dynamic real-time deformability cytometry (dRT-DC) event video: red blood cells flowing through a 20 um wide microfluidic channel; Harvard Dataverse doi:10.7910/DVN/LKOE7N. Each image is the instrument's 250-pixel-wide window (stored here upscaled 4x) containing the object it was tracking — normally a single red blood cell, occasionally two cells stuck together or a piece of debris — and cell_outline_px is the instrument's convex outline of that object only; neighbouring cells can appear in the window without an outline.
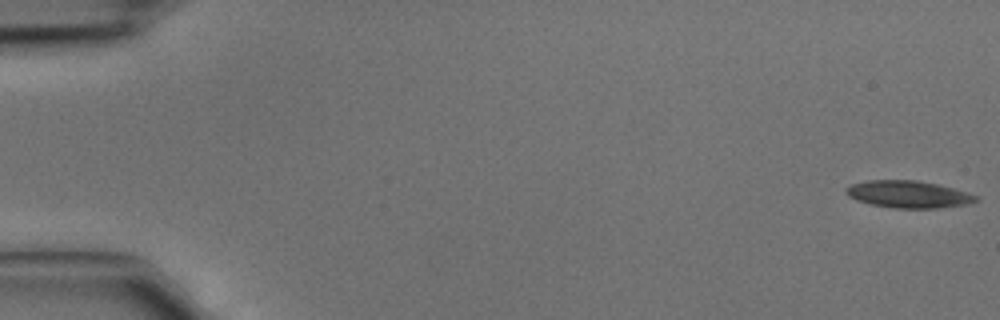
{"species": "common noctule bat (a hibernating species)", "species_latin": "Nyctalus noctula", "temperature_condition": "cold", "stored_images_in_passage": 4, "camera_frame_rate_fps": 3000, "um_per_image_px": 0.085, "animal": {"sex": "male", "body_mass_g": 15.6}, "frame": {"image": 1, "passage_image": 1, "time_ms": 0.0, "image_size_px": [1000, 320], "cell_outline_px": [[980, 200], [964, 204], [936, 208], [896, 208], [872, 204], [856, 200], [848, 196], [844, 192], [844, 188], [852, 184], [868, 180], [916, 180], [936, 184], [952, 188], [976, 196]], "centroid_in_image_um": [77.14, 16.51], "position_along_channel_um": 7.9, "area_um2": 20.23}}
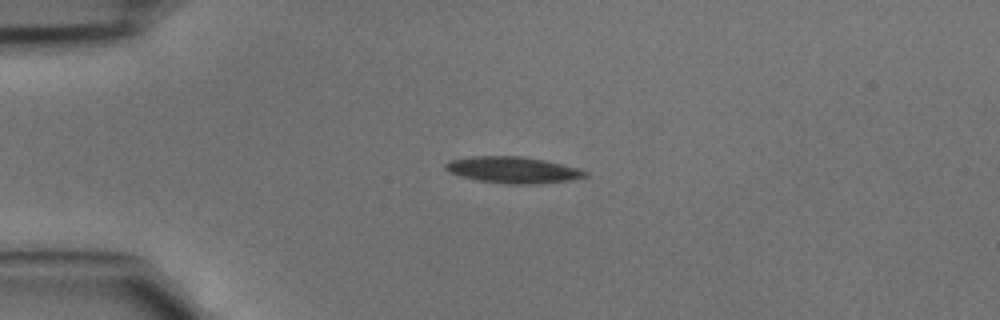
{"frame": {"image": 2, "passage_image": 3, "time_ms": 0.667, "image_size_px": [1000, 320], "cell_outline_px": [[588, 176], [572, 180], [532, 184], [504, 184], [480, 180], [460, 176], [448, 172], [444, 168], [444, 164], [448, 160], [472, 156], [520, 156], [544, 160], [580, 168], [588, 172]], "centroid_in_image_um": [43.59, 14.44], "position_along_channel_um": 41.4, "area_um2": 21.62}}